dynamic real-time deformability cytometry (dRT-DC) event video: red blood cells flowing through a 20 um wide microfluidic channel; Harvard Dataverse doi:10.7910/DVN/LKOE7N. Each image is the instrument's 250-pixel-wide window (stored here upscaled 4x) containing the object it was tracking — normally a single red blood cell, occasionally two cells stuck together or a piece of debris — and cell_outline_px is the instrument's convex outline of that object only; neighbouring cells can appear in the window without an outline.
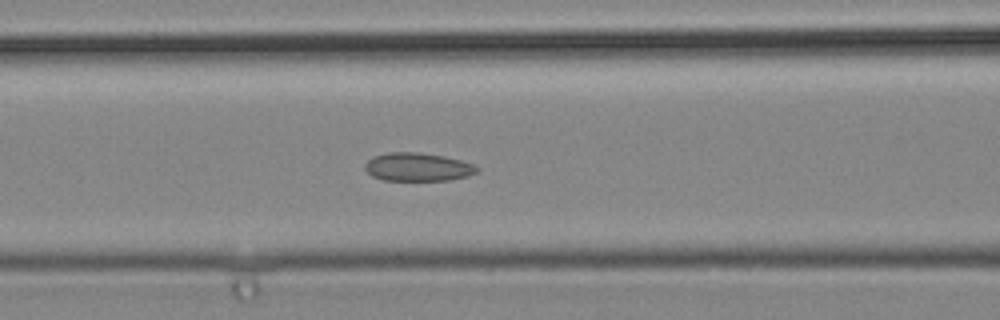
{"species": "common noctule bat (a hibernating species)", "species_latin": "Nyctalus noctula", "temperature_condition": "cold", "stored_images_in_passage": 43, "camera_frame_rate_fps": 3000, "um_per_image_px": 0.085, "animal": {"sex": "male", "body_mass_g": 19.2, "forearm_length_mm": 51.8}, "frame": {"image": 1, "passage_image": 17, "time_ms": 5.333, "image_size_px": [1000, 320], "cell_outline_px": [[480, 168], [476, 172], [468, 176], [448, 180], [384, 180], [372, 176], [364, 168], [364, 164], [372, 156], [388, 152], [420, 152], [444, 156], [460, 160], [472, 164]], "centroid_in_image_um": [35.48, 14.18], "position_along_channel_um": 131.1, "area_um2": 18.5}}
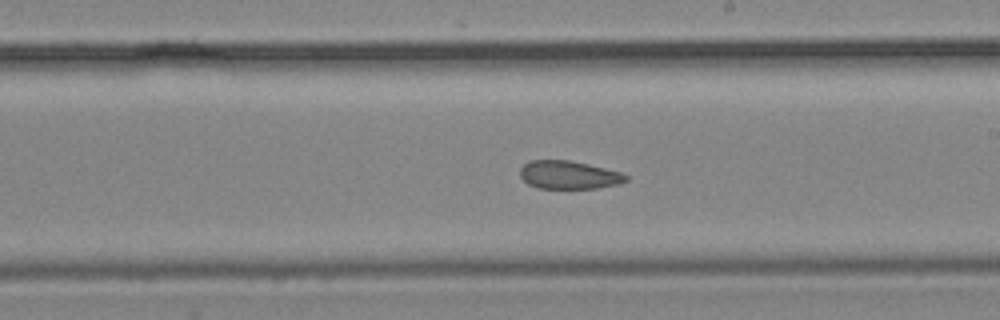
{"frame": {"image": 2, "passage_image": 24, "time_ms": 7.667, "image_size_px": [1000, 320], "cell_outline_px": [[628, 180], [620, 184], [600, 188], [540, 188], [528, 184], [520, 176], [520, 168], [528, 160], [568, 160], [588, 164], [620, 172], [628, 176]], "centroid_in_image_um": [48.35, 14.87], "position_along_channel_um": 240.6, "area_um2": 17.4}}
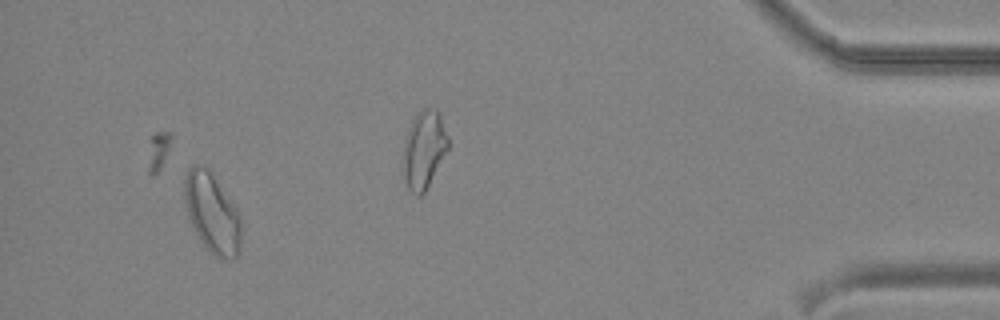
{"frame": {"image": 3, "passage_image": 40, "time_ms": 13.0, "image_size_px": [1000, 320], "cell_outline_px": [[240, 252], [232, 260], [216, 256], [200, 240], [188, 216], [184, 200], [184, 180], [188, 168], [192, 164], [200, 164], [208, 168], [240, 216]], "centroid_in_image_um": [18.0, 18.09], "position_along_channel_um": 417.2, "area_um2": 25.78}}